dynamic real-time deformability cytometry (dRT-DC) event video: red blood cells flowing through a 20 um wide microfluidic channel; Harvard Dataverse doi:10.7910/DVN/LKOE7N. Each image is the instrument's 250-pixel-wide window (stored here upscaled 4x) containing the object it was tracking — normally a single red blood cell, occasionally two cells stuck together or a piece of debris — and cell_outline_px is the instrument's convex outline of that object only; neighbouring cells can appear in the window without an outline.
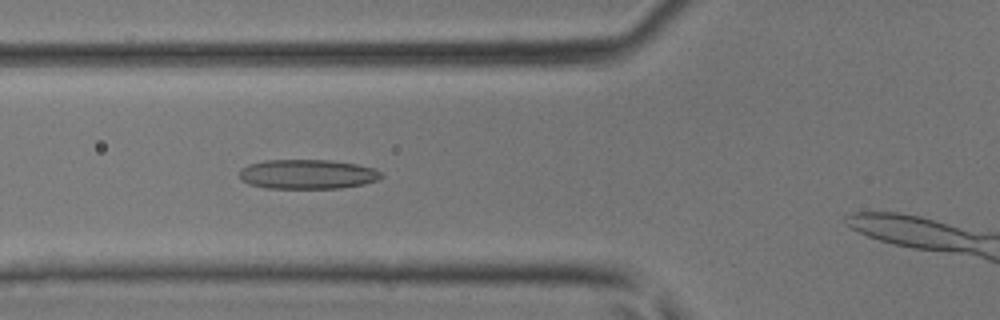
{"species": "common noctule bat (a hibernating species)", "species_latin": "Nyctalus noctula", "temperature_condition": "room temperature", "stored_images_in_passage": 26, "camera_frame_rate_fps": 3000, "um_per_image_px": 0.085, "animal": {"sex": "male", "body_mass_g": 17.9, "forearm_length_mm": 54.2}, "frame": {"image": 1, "passage_image": 5, "time_ms": 1.333, "image_size_px": [1000, 320], "cell_outline_px": [[384, 176], [380, 180], [364, 184], [340, 188], [264, 188], [248, 184], [240, 180], [240, 168], [248, 164], [264, 160], [332, 160], [356, 164], [376, 168]], "centroid_in_image_um": [26.14, 14.81], "position_along_channel_um": 99.7, "area_um2": 24.74}}
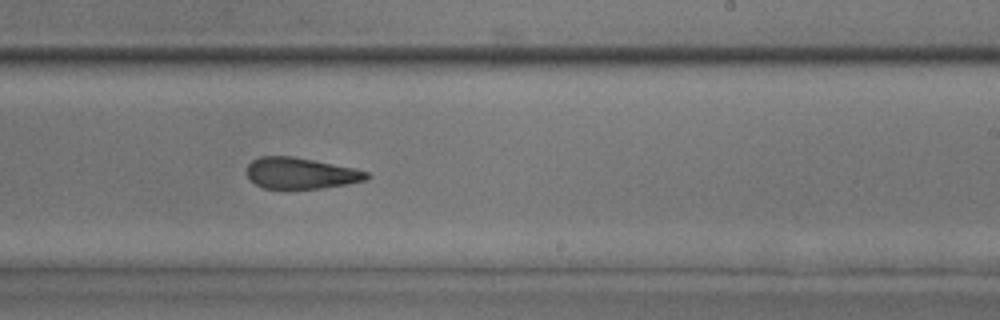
{"frame": {"image": 2, "passage_image": 16, "time_ms": 5.0, "image_size_px": [1000, 320], "cell_outline_px": [[372, 176], [368, 180], [348, 184], [320, 188], [264, 188], [256, 184], [248, 176], [248, 164], [252, 160], [260, 156], [292, 156], [352, 168], [368, 172]], "centroid_in_image_um": [25.59, 14.72], "position_along_channel_um": 263.4, "area_um2": 21.5}}
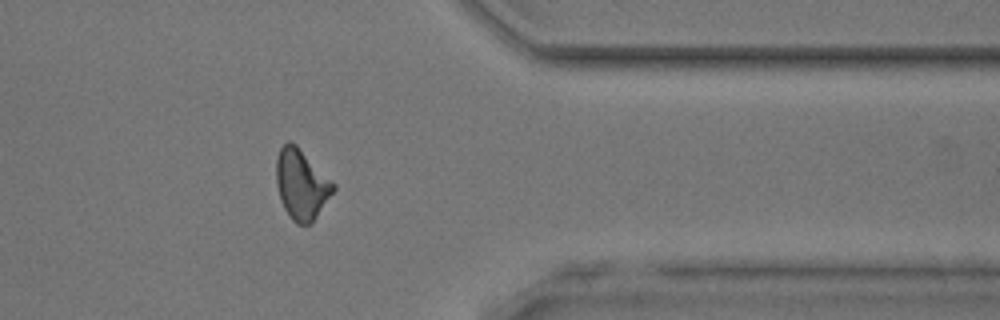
{"frame": {"image": 3, "passage_image": 25, "time_ms": 8.0, "image_size_px": [1000, 320], "cell_outline_px": [[336, 188], [312, 224], [296, 224], [292, 220], [284, 208], [280, 200], [276, 184], [276, 156], [280, 148], [288, 140], [296, 144], [336, 184]], "centroid_in_image_um": [25.62, 15.67], "position_along_channel_um": 385.8, "area_um2": 23.52}}